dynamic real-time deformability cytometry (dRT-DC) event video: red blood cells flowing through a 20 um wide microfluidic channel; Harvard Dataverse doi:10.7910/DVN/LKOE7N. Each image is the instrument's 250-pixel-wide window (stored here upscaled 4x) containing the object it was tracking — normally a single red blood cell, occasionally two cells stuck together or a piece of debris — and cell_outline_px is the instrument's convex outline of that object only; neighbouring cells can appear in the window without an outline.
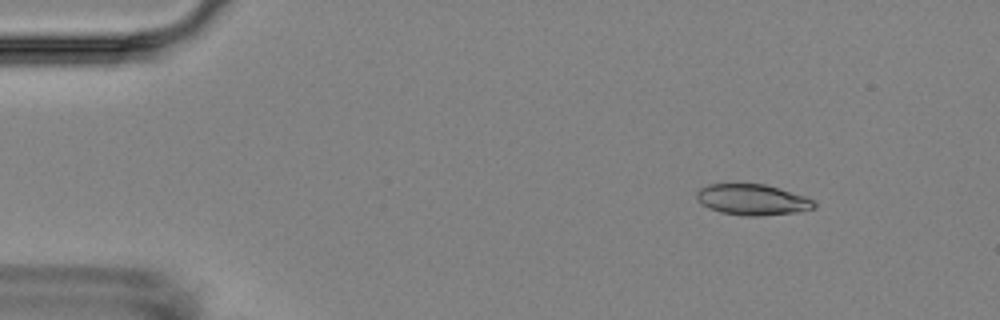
{"species": "Egyptian fruit bat (a non-hibernating species)", "species_latin": "Rousettus aegyptiacus", "temperature_condition": "room temperature", "stored_images_in_passage": 10, "camera_frame_rate_fps": 3000, "um_per_image_px": 0.085, "animal": {"sex": "female"}, "frame": {"image": 1, "passage_image": 2, "time_ms": 1.333, "image_size_px": [1000, 320], "cell_outline_px": [[816, 208], [796, 212], [760, 216], [744, 216], [720, 212], [708, 208], [696, 200], [696, 192], [700, 188], [708, 184], [764, 184], [804, 196], [812, 200], [816, 204]], "centroid_in_image_um": [63.91, 16.98], "position_along_channel_um": 21.1, "area_um2": 21.1}}
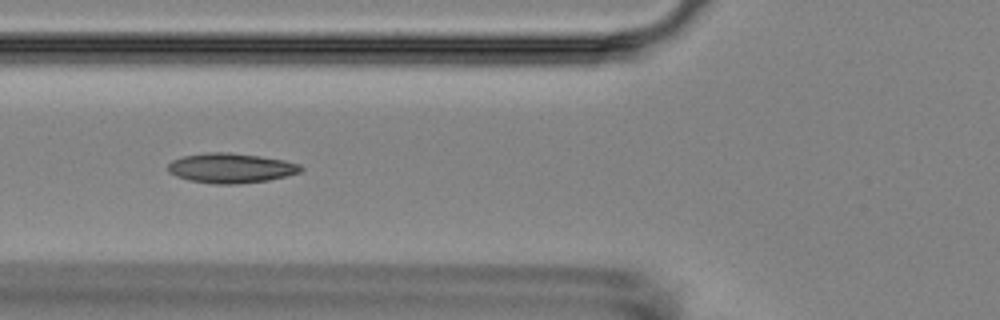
{"frame": {"image": 2, "passage_image": 6, "time_ms": 6.0, "image_size_px": [1000, 320], "cell_outline_px": [[304, 168], [300, 172], [268, 180], [236, 184], [212, 184], [188, 180], [176, 176], [168, 172], [168, 164], [172, 160], [184, 156], [208, 152], [228, 152], [260, 156], [284, 160], [300, 164]], "centroid_in_image_um": [19.61, 14.28], "position_along_channel_um": 106.2, "area_um2": 23.06}}
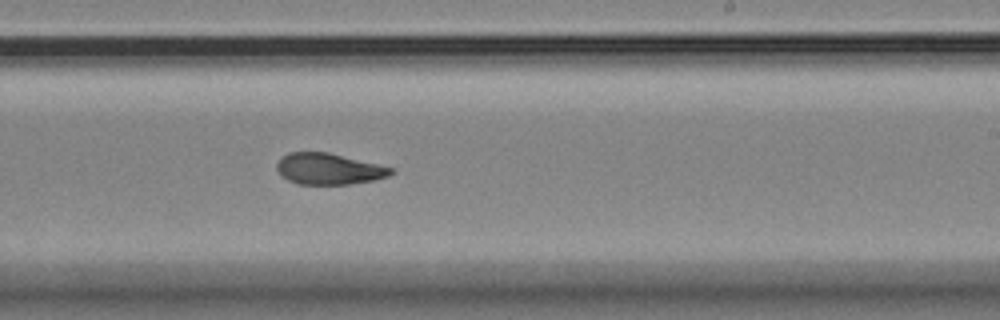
{"frame": {"image": 3, "passage_image": 10, "time_ms": 10.333, "image_size_px": [1000, 320], "cell_outline_px": [[396, 172], [388, 176], [376, 180], [348, 184], [296, 184], [280, 176], [276, 168], [276, 164], [288, 152], [328, 152], [392, 168]], "centroid_in_image_um": [27.92, 14.37], "position_along_channel_um": 261.1, "area_um2": 20.69}}